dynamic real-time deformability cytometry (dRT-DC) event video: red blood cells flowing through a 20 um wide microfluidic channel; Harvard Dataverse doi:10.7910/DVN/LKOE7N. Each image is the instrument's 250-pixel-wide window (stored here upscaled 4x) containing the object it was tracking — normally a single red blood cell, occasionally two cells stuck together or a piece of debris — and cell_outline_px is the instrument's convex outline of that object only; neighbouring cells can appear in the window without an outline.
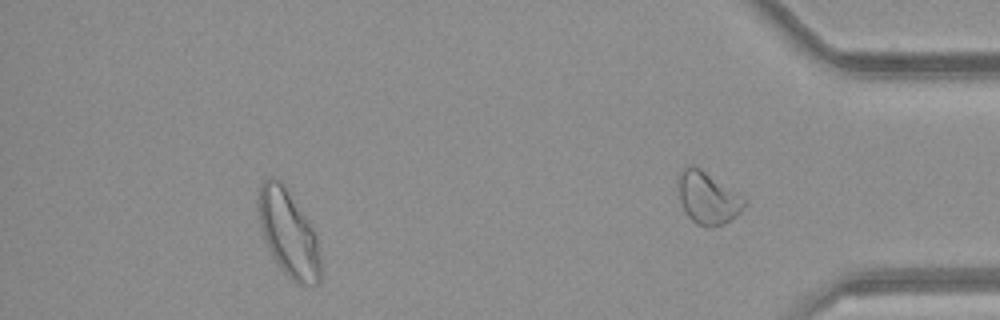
{"species": "common noctule bat (a hibernating species)", "species_latin": "Nyctalus noctula", "temperature_condition": "room temperature", "stored_images_in_passage": 44, "segment_of_instrument_passage": [2, 2], "camera_frame_rate_fps": 3000, "um_per_image_px": 0.085, "animal": {"sex": "female", "body_mass_g": 21.9}, "frame": {"image": 1, "passage_image": 39, "time_ms": 12.667, "image_size_px": [1000, 320], "cell_outline_px": [[320, 284], [296, 284], [280, 268], [272, 256], [264, 240], [260, 228], [256, 196], [260, 184], [264, 180], [272, 176], [276, 176], [280, 180], [300, 208], [316, 232], [320, 260]], "centroid_in_image_um": [24.49, 19.81], "position_along_channel_um": 410.7, "area_um2": 31.67}}